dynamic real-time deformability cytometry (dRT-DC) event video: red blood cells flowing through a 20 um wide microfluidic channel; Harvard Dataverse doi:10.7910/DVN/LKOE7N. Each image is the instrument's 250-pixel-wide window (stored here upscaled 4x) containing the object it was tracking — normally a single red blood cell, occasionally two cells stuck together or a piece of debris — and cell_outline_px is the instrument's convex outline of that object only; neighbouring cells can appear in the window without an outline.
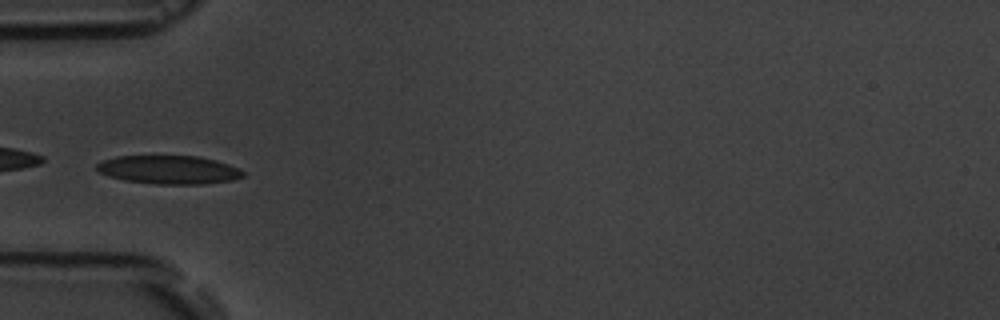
{"species": "common noctule bat (a hibernating species)", "species_latin": "Nyctalus noctula", "temperature_condition": "room temperature", "stored_images_in_passage": 6, "camera_frame_rate_fps": 3000, "um_per_image_px": 0.085, "animal": {"sex": "male", "body_mass_g": 19.5, "forearm_length_mm": 54.6}, "frame": {"image": 1, "passage_image": 5, "time_ms": 5.333, "image_size_px": [1000, 320], "cell_outline_px": [[244, 176], [232, 180], [204, 184], [156, 184], [124, 180], [108, 176], [100, 172], [96, 168], [96, 164], [100, 160], [116, 156], [196, 156], [216, 160], [240, 168], [244, 172]], "centroid_in_image_um": [14.34, 14.42], "position_along_channel_um": 70.7, "area_um2": 24.39}}
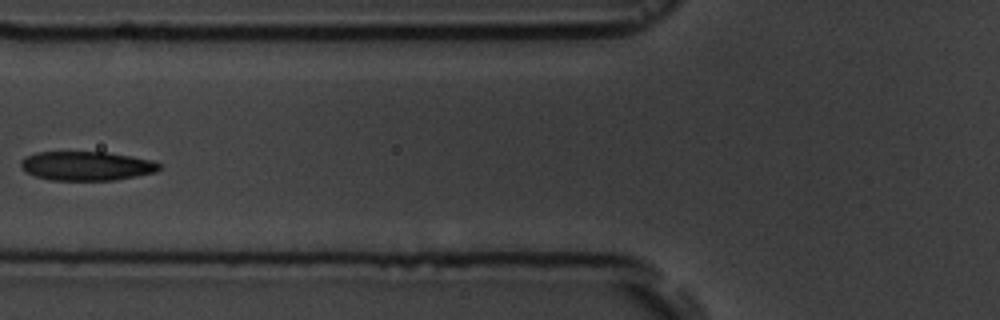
{"frame": {"image": 2, "passage_image": 6, "time_ms": 6.667, "image_size_px": [1000, 320], "cell_outline_px": [[160, 168], [156, 172], [116, 180], [52, 180], [36, 176], [24, 172], [20, 168], [20, 160], [36, 152], [104, 152], [152, 160], [160, 164]], "centroid_in_image_um": [7.32, 14.11], "position_along_channel_um": 118.5, "area_um2": 23.41}}